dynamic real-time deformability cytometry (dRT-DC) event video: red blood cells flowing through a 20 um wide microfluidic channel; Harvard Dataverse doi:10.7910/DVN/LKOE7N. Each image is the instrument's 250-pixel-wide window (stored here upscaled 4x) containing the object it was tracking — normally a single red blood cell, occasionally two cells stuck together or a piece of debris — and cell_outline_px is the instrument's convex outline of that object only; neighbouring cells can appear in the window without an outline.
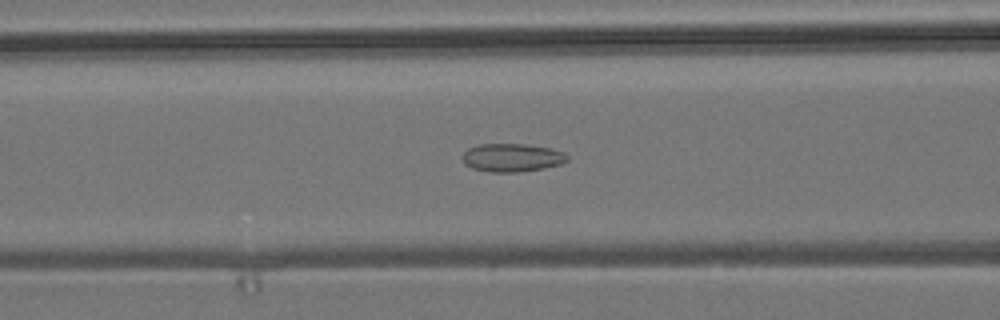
{"species": "common noctule bat (a hibernating species)", "species_latin": "Nyctalus noctula", "temperature_condition": "room temperature", "stored_images_in_passage": 41, "camera_frame_rate_fps": 3000, "um_per_image_px": 0.085, "animal": {"sex": "male", "body_mass_g": 19.2, "forearm_length_mm": 51.8}, "frame": {"image": 1, "passage_image": 15, "time_ms": 4.667, "image_size_px": [1000, 320], "cell_outline_px": [[568, 160], [560, 164], [544, 168], [520, 172], [492, 172], [472, 168], [464, 164], [464, 152], [468, 148], [476, 144], [524, 144], [548, 148], [564, 152], [568, 156]], "centroid_in_image_um": [43.51, 13.4], "position_along_channel_um": 123.1, "area_um2": 17.17}}
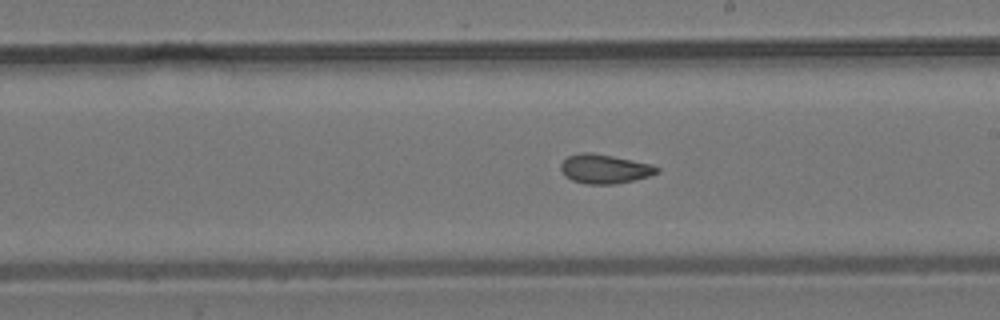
{"frame": {"image": 2, "passage_image": 24, "time_ms": 7.667, "image_size_px": [1000, 320], "cell_outline_px": [[660, 172], [648, 176], [632, 180], [612, 184], [584, 184], [572, 180], [564, 176], [560, 168], [560, 164], [568, 156], [580, 152], [592, 152], [652, 164], [660, 168]], "centroid_in_image_um": [51.36, 14.35], "position_along_channel_um": 237.6, "area_um2": 16.36}}
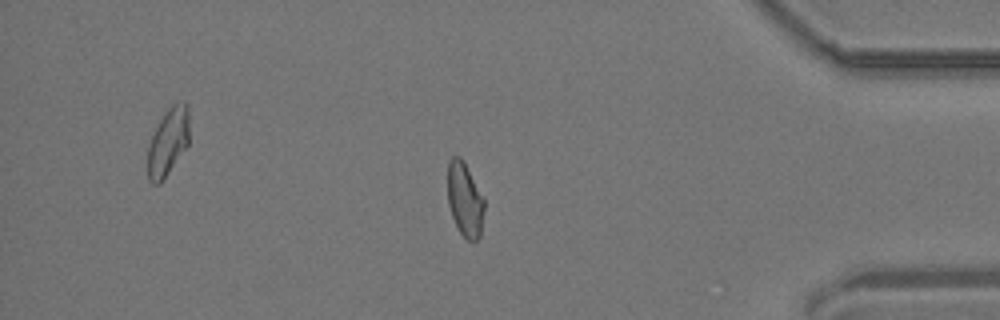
{"frame": {"image": 3, "passage_image": 39, "time_ms": 12.667, "image_size_px": [1000, 320], "cell_outline_px": [[484, 208], [480, 236], [472, 244], [460, 232], [452, 216], [448, 204], [448, 160], [452, 156], [460, 156], [464, 160], [484, 200]], "centroid_in_image_um": [39.5, 16.95], "position_along_channel_um": 395.7, "area_um2": 15.78}, "authors_computed_cell_mechanics": {"area_um2": 16.473, "velocity_mm_per_s": 3.8174, "shape_relaxation_time_tau1_ms": null, "shape_relaxation_time_tau2_ms": 1.7608, "deformation_change_tau1": null, "deformation_change_tau2": 0.0701}}